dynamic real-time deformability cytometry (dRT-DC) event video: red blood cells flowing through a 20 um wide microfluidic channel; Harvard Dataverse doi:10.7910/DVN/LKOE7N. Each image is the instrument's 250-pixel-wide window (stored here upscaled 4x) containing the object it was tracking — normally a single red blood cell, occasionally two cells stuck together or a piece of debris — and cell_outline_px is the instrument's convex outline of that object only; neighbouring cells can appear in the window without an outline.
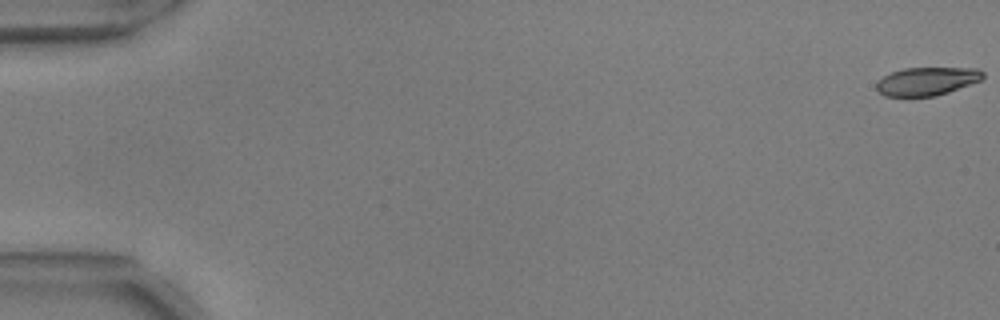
{"species": "common noctule bat (a hibernating species)", "species_latin": "Nyctalus noctula", "temperature_condition": "warm", "stored_images_in_passage": 10, "camera_frame_rate_fps": 3000, "um_per_image_px": 0.085, "animal": {"sex": "male", "body_mass_g": 17.9, "forearm_length_mm": 54.2}, "frame": {"image": 1, "passage_image": 1, "time_ms": 0.0, "image_size_px": [1000, 320], "cell_outline_px": [[984, 76], [980, 80], [948, 92], [936, 96], [884, 96], [876, 88], [876, 84], [884, 76], [892, 72], [904, 68], [976, 68], [984, 72]], "centroid_in_image_um": [78.78, 6.9], "position_along_channel_um": 6.2, "area_um2": 17.28}}